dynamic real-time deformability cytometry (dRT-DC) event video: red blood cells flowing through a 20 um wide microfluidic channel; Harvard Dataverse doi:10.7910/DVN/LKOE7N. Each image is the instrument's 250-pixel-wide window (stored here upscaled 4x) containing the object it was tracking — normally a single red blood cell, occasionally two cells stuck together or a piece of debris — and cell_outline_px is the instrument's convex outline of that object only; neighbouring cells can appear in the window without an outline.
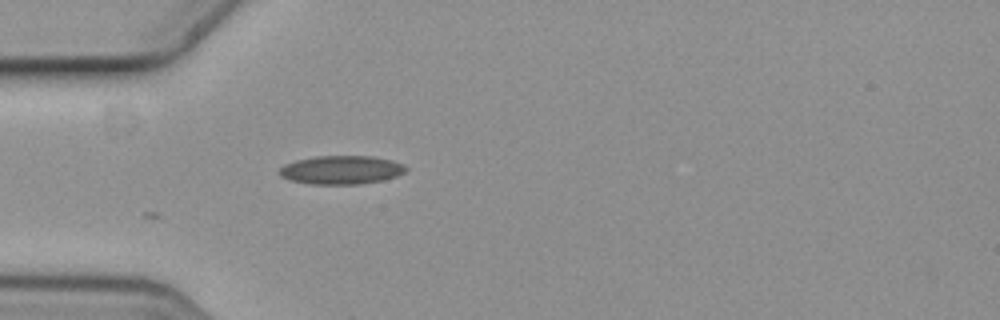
{"species": "common noctule bat (a hibernating species)", "species_latin": "Nyctalus noctula", "temperature_condition": "cold", "stored_images_in_passage": 1, "camera_frame_rate_fps": 3000, "um_per_image_px": 0.085, "animal": {"sex": "female", "body_mass_g": 19.3, "forearm_length_mm": 54.1}, "frame": {"image": 1, "passage_image": 1, "time_ms": 0.0, "image_size_px": [1000, 320], "cell_outline_px": [[408, 168], [404, 172], [396, 176], [384, 180], [360, 184], [312, 184], [292, 180], [280, 176], [280, 168], [284, 164], [296, 160], [316, 156], [372, 156], [392, 160], [404, 164]], "centroid_in_image_um": [29.04, 14.44], "position_along_channel_um": 56.0, "area_um2": 21.04}}